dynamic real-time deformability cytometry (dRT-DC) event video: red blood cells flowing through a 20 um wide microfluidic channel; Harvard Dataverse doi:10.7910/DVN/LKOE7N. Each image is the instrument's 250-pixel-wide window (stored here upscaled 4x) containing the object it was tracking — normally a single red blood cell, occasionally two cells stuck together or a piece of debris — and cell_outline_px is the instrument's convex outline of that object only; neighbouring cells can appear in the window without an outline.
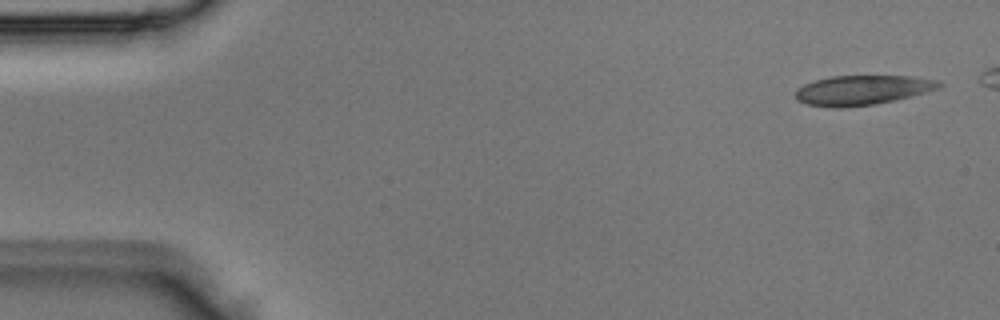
{"species": "Egyptian fruit bat (a non-hibernating species)", "species_latin": "Rousettus aegyptiacus", "temperature_condition": "room temperature", "stored_images_in_passage": 4, "camera_frame_rate_fps": 3000, "um_per_image_px": 0.085, "animal": {"sex": "male"}, "frame": {"image": 1, "passage_image": 1, "time_ms": 0.0, "image_size_px": [1000, 320], "cell_outline_px": [[944, 84], [940, 88], [912, 96], [872, 104], [840, 108], [836, 108], [808, 104], [796, 100], [796, 88], [804, 84], [816, 80], [832, 76], [912, 76], [936, 80]], "centroid_in_image_um": [73.3, 7.65], "position_along_channel_um": 11.7, "area_um2": 24.62}}